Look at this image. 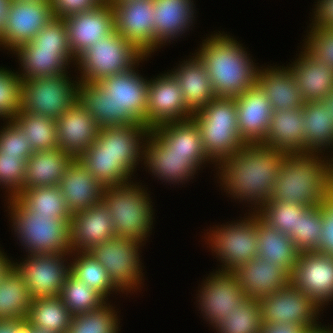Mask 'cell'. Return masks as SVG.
<instances>
[{
  "label": "cell",
  "mask_w": 333,
  "mask_h": 333,
  "mask_svg": "<svg viewBox=\"0 0 333 333\" xmlns=\"http://www.w3.org/2000/svg\"><path fill=\"white\" fill-rule=\"evenodd\" d=\"M258 256L284 268L289 274L297 263L299 251L288 234L269 226L256 214Z\"/></svg>",
  "instance_id": "e575fe53"
},
{
  "label": "cell",
  "mask_w": 333,
  "mask_h": 333,
  "mask_svg": "<svg viewBox=\"0 0 333 333\" xmlns=\"http://www.w3.org/2000/svg\"><path fill=\"white\" fill-rule=\"evenodd\" d=\"M8 202V203H7ZM6 202L14 234L27 255L71 253V217H51L29 210L17 197Z\"/></svg>",
  "instance_id": "5b68a950"
},
{
  "label": "cell",
  "mask_w": 333,
  "mask_h": 333,
  "mask_svg": "<svg viewBox=\"0 0 333 333\" xmlns=\"http://www.w3.org/2000/svg\"><path fill=\"white\" fill-rule=\"evenodd\" d=\"M73 315L60 296L32 299L27 324L52 333H67Z\"/></svg>",
  "instance_id": "74e56055"
},
{
  "label": "cell",
  "mask_w": 333,
  "mask_h": 333,
  "mask_svg": "<svg viewBox=\"0 0 333 333\" xmlns=\"http://www.w3.org/2000/svg\"><path fill=\"white\" fill-rule=\"evenodd\" d=\"M304 47L318 60L333 68V28H309Z\"/></svg>",
  "instance_id": "f5cc1de1"
},
{
  "label": "cell",
  "mask_w": 333,
  "mask_h": 333,
  "mask_svg": "<svg viewBox=\"0 0 333 333\" xmlns=\"http://www.w3.org/2000/svg\"><path fill=\"white\" fill-rule=\"evenodd\" d=\"M133 0H109L108 2H128Z\"/></svg>",
  "instance_id": "a7ac6f4b"
},
{
  "label": "cell",
  "mask_w": 333,
  "mask_h": 333,
  "mask_svg": "<svg viewBox=\"0 0 333 333\" xmlns=\"http://www.w3.org/2000/svg\"><path fill=\"white\" fill-rule=\"evenodd\" d=\"M73 159L59 147L33 152L26 161L23 189L59 186L60 180Z\"/></svg>",
  "instance_id": "d6a6232c"
},
{
  "label": "cell",
  "mask_w": 333,
  "mask_h": 333,
  "mask_svg": "<svg viewBox=\"0 0 333 333\" xmlns=\"http://www.w3.org/2000/svg\"><path fill=\"white\" fill-rule=\"evenodd\" d=\"M331 185V157L324 156V153L286 154L271 199L310 207L321 206Z\"/></svg>",
  "instance_id": "277c9868"
},
{
  "label": "cell",
  "mask_w": 333,
  "mask_h": 333,
  "mask_svg": "<svg viewBox=\"0 0 333 333\" xmlns=\"http://www.w3.org/2000/svg\"><path fill=\"white\" fill-rule=\"evenodd\" d=\"M141 186L130 181L104 187L102 201L110 212L115 236L146 244L155 218L150 194Z\"/></svg>",
  "instance_id": "8992f818"
},
{
  "label": "cell",
  "mask_w": 333,
  "mask_h": 333,
  "mask_svg": "<svg viewBox=\"0 0 333 333\" xmlns=\"http://www.w3.org/2000/svg\"><path fill=\"white\" fill-rule=\"evenodd\" d=\"M191 117L179 83L170 71L149 79L146 115V126L149 129Z\"/></svg>",
  "instance_id": "d6986e66"
},
{
  "label": "cell",
  "mask_w": 333,
  "mask_h": 333,
  "mask_svg": "<svg viewBox=\"0 0 333 333\" xmlns=\"http://www.w3.org/2000/svg\"><path fill=\"white\" fill-rule=\"evenodd\" d=\"M197 295V307L201 310L203 319L209 322L212 328L248 298L240 286L237 275L232 271L221 270L211 272L203 280Z\"/></svg>",
  "instance_id": "2e32d148"
},
{
  "label": "cell",
  "mask_w": 333,
  "mask_h": 333,
  "mask_svg": "<svg viewBox=\"0 0 333 333\" xmlns=\"http://www.w3.org/2000/svg\"><path fill=\"white\" fill-rule=\"evenodd\" d=\"M147 58L129 40L114 31L77 57L75 65L81 73L77 78L80 83H96L105 77L128 72Z\"/></svg>",
  "instance_id": "ba28073f"
},
{
  "label": "cell",
  "mask_w": 333,
  "mask_h": 333,
  "mask_svg": "<svg viewBox=\"0 0 333 333\" xmlns=\"http://www.w3.org/2000/svg\"><path fill=\"white\" fill-rule=\"evenodd\" d=\"M256 84L268 97L274 111L299 109L304 106V100L288 65L267 68L260 66Z\"/></svg>",
  "instance_id": "f546056e"
},
{
  "label": "cell",
  "mask_w": 333,
  "mask_h": 333,
  "mask_svg": "<svg viewBox=\"0 0 333 333\" xmlns=\"http://www.w3.org/2000/svg\"><path fill=\"white\" fill-rule=\"evenodd\" d=\"M77 159L104 187L132 181V175L118 163V158L103 150L96 140Z\"/></svg>",
  "instance_id": "8d00e7d4"
},
{
  "label": "cell",
  "mask_w": 333,
  "mask_h": 333,
  "mask_svg": "<svg viewBox=\"0 0 333 333\" xmlns=\"http://www.w3.org/2000/svg\"><path fill=\"white\" fill-rule=\"evenodd\" d=\"M304 125L303 108L274 111L262 144L286 154H302Z\"/></svg>",
  "instance_id": "4dcf8cb0"
},
{
  "label": "cell",
  "mask_w": 333,
  "mask_h": 333,
  "mask_svg": "<svg viewBox=\"0 0 333 333\" xmlns=\"http://www.w3.org/2000/svg\"><path fill=\"white\" fill-rule=\"evenodd\" d=\"M115 237L107 206L101 201L93 207L72 213L70 220L71 252L89 251Z\"/></svg>",
  "instance_id": "603a6c76"
},
{
  "label": "cell",
  "mask_w": 333,
  "mask_h": 333,
  "mask_svg": "<svg viewBox=\"0 0 333 333\" xmlns=\"http://www.w3.org/2000/svg\"><path fill=\"white\" fill-rule=\"evenodd\" d=\"M26 324V319L0 320V333H20Z\"/></svg>",
  "instance_id": "680465c9"
},
{
  "label": "cell",
  "mask_w": 333,
  "mask_h": 333,
  "mask_svg": "<svg viewBox=\"0 0 333 333\" xmlns=\"http://www.w3.org/2000/svg\"><path fill=\"white\" fill-rule=\"evenodd\" d=\"M331 171H332V184H333V155L331 156Z\"/></svg>",
  "instance_id": "89a4df30"
},
{
  "label": "cell",
  "mask_w": 333,
  "mask_h": 333,
  "mask_svg": "<svg viewBox=\"0 0 333 333\" xmlns=\"http://www.w3.org/2000/svg\"><path fill=\"white\" fill-rule=\"evenodd\" d=\"M142 246L144 244L136 240L115 236L92 247L88 252L105 267L112 283L122 294L134 293L137 289L140 290L144 280L139 250Z\"/></svg>",
  "instance_id": "8fae6325"
},
{
  "label": "cell",
  "mask_w": 333,
  "mask_h": 333,
  "mask_svg": "<svg viewBox=\"0 0 333 333\" xmlns=\"http://www.w3.org/2000/svg\"><path fill=\"white\" fill-rule=\"evenodd\" d=\"M304 153L333 150V117L323 101L304 102ZM333 153V151H331Z\"/></svg>",
  "instance_id": "836d02e7"
},
{
  "label": "cell",
  "mask_w": 333,
  "mask_h": 333,
  "mask_svg": "<svg viewBox=\"0 0 333 333\" xmlns=\"http://www.w3.org/2000/svg\"><path fill=\"white\" fill-rule=\"evenodd\" d=\"M181 61L177 68L171 69V73L176 78L188 110L194 113L210 103L216 98L210 78L203 62L194 53ZM183 62V63H182Z\"/></svg>",
  "instance_id": "f1b7e54d"
},
{
  "label": "cell",
  "mask_w": 333,
  "mask_h": 333,
  "mask_svg": "<svg viewBox=\"0 0 333 333\" xmlns=\"http://www.w3.org/2000/svg\"><path fill=\"white\" fill-rule=\"evenodd\" d=\"M56 122L58 147L74 159L92 145L99 135L98 123L79 102L58 116Z\"/></svg>",
  "instance_id": "cb8c5ba5"
},
{
  "label": "cell",
  "mask_w": 333,
  "mask_h": 333,
  "mask_svg": "<svg viewBox=\"0 0 333 333\" xmlns=\"http://www.w3.org/2000/svg\"><path fill=\"white\" fill-rule=\"evenodd\" d=\"M31 303L25 282L12 267L0 281V320L26 319Z\"/></svg>",
  "instance_id": "f35d334b"
},
{
  "label": "cell",
  "mask_w": 333,
  "mask_h": 333,
  "mask_svg": "<svg viewBox=\"0 0 333 333\" xmlns=\"http://www.w3.org/2000/svg\"><path fill=\"white\" fill-rule=\"evenodd\" d=\"M305 329L294 324H279L263 326L261 333H303Z\"/></svg>",
  "instance_id": "6f0895ef"
},
{
  "label": "cell",
  "mask_w": 333,
  "mask_h": 333,
  "mask_svg": "<svg viewBox=\"0 0 333 333\" xmlns=\"http://www.w3.org/2000/svg\"><path fill=\"white\" fill-rule=\"evenodd\" d=\"M258 301L264 326L294 324L309 329L320 325L322 307L291 284Z\"/></svg>",
  "instance_id": "7c38bea8"
},
{
  "label": "cell",
  "mask_w": 333,
  "mask_h": 333,
  "mask_svg": "<svg viewBox=\"0 0 333 333\" xmlns=\"http://www.w3.org/2000/svg\"><path fill=\"white\" fill-rule=\"evenodd\" d=\"M149 131L143 123L100 128L96 141L134 176V169L142 162L144 141Z\"/></svg>",
  "instance_id": "7402d4cb"
},
{
  "label": "cell",
  "mask_w": 333,
  "mask_h": 333,
  "mask_svg": "<svg viewBox=\"0 0 333 333\" xmlns=\"http://www.w3.org/2000/svg\"><path fill=\"white\" fill-rule=\"evenodd\" d=\"M74 255V256H73ZM70 273L100 293L106 300L113 292H121L111 281L105 267L88 251L71 252ZM112 291V292H111Z\"/></svg>",
  "instance_id": "ab89813d"
},
{
  "label": "cell",
  "mask_w": 333,
  "mask_h": 333,
  "mask_svg": "<svg viewBox=\"0 0 333 333\" xmlns=\"http://www.w3.org/2000/svg\"><path fill=\"white\" fill-rule=\"evenodd\" d=\"M325 202L333 209V184L329 188V193L326 197Z\"/></svg>",
  "instance_id": "e7e4bbea"
},
{
  "label": "cell",
  "mask_w": 333,
  "mask_h": 333,
  "mask_svg": "<svg viewBox=\"0 0 333 333\" xmlns=\"http://www.w3.org/2000/svg\"><path fill=\"white\" fill-rule=\"evenodd\" d=\"M63 20L69 45L76 58L115 31L114 13L109 2L87 12L69 15Z\"/></svg>",
  "instance_id": "ffe728a7"
},
{
  "label": "cell",
  "mask_w": 333,
  "mask_h": 333,
  "mask_svg": "<svg viewBox=\"0 0 333 333\" xmlns=\"http://www.w3.org/2000/svg\"><path fill=\"white\" fill-rule=\"evenodd\" d=\"M290 284L322 308L333 301V257L318 251L300 252Z\"/></svg>",
  "instance_id": "ac0fdd59"
},
{
  "label": "cell",
  "mask_w": 333,
  "mask_h": 333,
  "mask_svg": "<svg viewBox=\"0 0 333 333\" xmlns=\"http://www.w3.org/2000/svg\"><path fill=\"white\" fill-rule=\"evenodd\" d=\"M55 18H65L69 15L87 12L99 7L103 0H49Z\"/></svg>",
  "instance_id": "db71d44e"
},
{
  "label": "cell",
  "mask_w": 333,
  "mask_h": 333,
  "mask_svg": "<svg viewBox=\"0 0 333 333\" xmlns=\"http://www.w3.org/2000/svg\"><path fill=\"white\" fill-rule=\"evenodd\" d=\"M309 207L270 199L256 211V214L269 226L290 235L297 230L299 217Z\"/></svg>",
  "instance_id": "bcb514c9"
},
{
  "label": "cell",
  "mask_w": 333,
  "mask_h": 333,
  "mask_svg": "<svg viewBox=\"0 0 333 333\" xmlns=\"http://www.w3.org/2000/svg\"><path fill=\"white\" fill-rule=\"evenodd\" d=\"M233 272L237 275L245 294L257 300L276 293L290 284V274L284 268L259 256L239 266Z\"/></svg>",
  "instance_id": "484cf974"
},
{
  "label": "cell",
  "mask_w": 333,
  "mask_h": 333,
  "mask_svg": "<svg viewBox=\"0 0 333 333\" xmlns=\"http://www.w3.org/2000/svg\"><path fill=\"white\" fill-rule=\"evenodd\" d=\"M33 333H52V332H48V331H45V330L33 328Z\"/></svg>",
  "instance_id": "003e7915"
},
{
  "label": "cell",
  "mask_w": 333,
  "mask_h": 333,
  "mask_svg": "<svg viewBox=\"0 0 333 333\" xmlns=\"http://www.w3.org/2000/svg\"><path fill=\"white\" fill-rule=\"evenodd\" d=\"M67 74L22 80L21 110L56 120L78 99L80 81Z\"/></svg>",
  "instance_id": "30bf717a"
},
{
  "label": "cell",
  "mask_w": 333,
  "mask_h": 333,
  "mask_svg": "<svg viewBox=\"0 0 333 333\" xmlns=\"http://www.w3.org/2000/svg\"><path fill=\"white\" fill-rule=\"evenodd\" d=\"M9 1L10 0H0V36L5 24Z\"/></svg>",
  "instance_id": "94428289"
},
{
  "label": "cell",
  "mask_w": 333,
  "mask_h": 333,
  "mask_svg": "<svg viewBox=\"0 0 333 333\" xmlns=\"http://www.w3.org/2000/svg\"><path fill=\"white\" fill-rule=\"evenodd\" d=\"M3 121L6 124L0 128V151L3 154L19 155L27 161L33 154L31 142L12 119Z\"/></svg>",
  "instance_id": "816d5d0a"
},
{
  "label": "cell",
  "mask_w": 333,
  "mask_h": 333,
  "mask_svg": "<svg viewBox=\"0 0 333 333\" xmlns=\"http://www.w3.org/2000/svg\"><path fill=\"white\" fill-rule=\"evenodd\" d=\"M60 298L73 316L94 311L109 302L100 293L75 278L71 273L66 277Z\"/></svg>",
  "instance_id": "7bdbcfd3"
},
{
  "label": "cell",
  "mask_w": 333,
  "mask_h": 333,
  "mask_svg": "<svg viewBox=\"0 0 333 333\" xmlns=\"http://www.w3.org/2000/svg\"><path fill=\"white\" fill-rule=\"evenodd\" d=\"M109 3L114 13L115 31L150 57L155 52L154 0Z\"/></svg>",
  "instance_id": "e0dca14e"
},
{
  "label": "cell",
  "mask_w": 333,
  "mask_h": 333,
  "mask_svg": "<svg viewBox=\"0 0 333 333\" xmlns=\"http://www.w3.org/2000/svg\"><path fill=\"white\" fill-rule=\"evenodd\" d=\"M201 133L203 149L216 166L245 143L238 134L235 98L216 97L191 117Z\"/></svg>",
  "instance_id": "52a82bcc"
},
{
  "label": "cell",
  "mask_w": 333,
  "mask_h": 333,
  "mask_svg": "<svg viewBox=\"0 0 333 333\" xmlns=\"http://www.w3.org/2000/svg\"><path fill=\"white\" fill-rule=\"evenodd\" d=\"M235 103L240 138L245 144H262L274 112L268 97L256 84L235 97Z\"/></svg>",
  "instance_id": "44dd1931"
},
{
  "label": "cell",
  "mask_w": 333,
  "mask_h": 333,
  "mask_svg": "<svg viewBox=\"0 0 333 333\" xmlns=\"http://www.w3.org/2000/svg\"><path fill=\"white\" fill-rule=\"evenodd\" d=\"M30 43L34 47L57 48L71 62H73L72 64H76L77 58L74 56L69 45L66 25L62 18L54 17L51 19V21L35 35Z\"/></svg>",
  "instance_id": "f907efd6"
},
{
  "label": "cell",
  "mask_w": 333,
  "mask_h": 333,
  "mask_svg": "<svg viewBox=\"0 0 333 333\" xmlns=\"http://www.w3.org/2000/svg\"><path fill=\"white\" fill-rule=\"evenodd\" d=\"M321 324L322 323L320 322L319 326L312 327V328H309V329H305L303 331V333H333V328L332 327L330 328L329 325L327 327V326H323Z\"/></svg>",
  "instance_id": "6125c7cd"
},
{
  "label": "cell",
  "mask_w": 333,
  "mask_h": 333,
  "mask_svg": "<svg viewBox=\"0 0 333 333\" xmlns=\"http://www.w3.org/2000/svg\"><path fill=\"white\" fill-rule=\"evenodd\" d=\"M0 249V281L13 267V260H10L4 250ZM7 256V257H6Z\"/></svg>",
  "instance_id": "91938a15"
},
{
  "label": "cell",
  "mask_w": 333,
  "mask_h": 333,
  "mask_svg": "<svg viewBox=\"0 0 333 333\" xmlns=\"http://www.w3.org/2000/svg\"><path fill=\"white\" fill-rule=\"evenodd\" d=\"M150 131L173 153L206 155L201 133L195 121L187 119L161 124Z\"/></svg>",
  "instance_id": "d590c367"
},
{
  "label": "cell",
  "mask_w": 333,
  "mask_h": 333,
  "mask_svg": "<svg viewBox=\"0 0 333 333\" xmlns=\"http://www.w3.org/2000/svg\"><path fill=\"white\" fill-rule=\"evenodd\" d=\"M70 257L71 253L31 254L22 262H13V267L25 282L32 299L56 297L60 296L70 273V262L67 261Z\"/></svg>",
  "instance_id": "4fadbf2b"
},
{
  "label": "cell",
  "mask_w": 333,
  "mask_h": 333,
  "mask_svg": "<svg viewBox=\"0 0 333 333\" xmlns=\"http://www.w3.org/2000/svg\"><path fill=\"white\" fill-rule=\"evenodd\" d=\"M218 32L202 40L195 54L205 65L216 96L235 98L256 85L259 66L240 41Z\"/></svg>",
  "instance_id": "3957f363"
},
{
  "label": "cell",
  "mask_w": 333,
  "mask_h": 333,
  "mask_svg": "<svg viewBox=\"0 0 333 333\" xmlns=\"http://www.w3.org/2000/svg\"><path fill=\"white\" fill-rule=\"evenodd\" d=\"M53 18L49 0H10L0 48L12 52L30 42Z\"/></svg>",
  "instance_id": "5bb4252c"
},
{
  "label": "cell",
  "mask_w": 333,
  "mask_h": 333,
  "mask_svg": "<svg viewBox=\"0 0 333 333\" xmlns=\"http://www.w3.org/2000/svg\"><path fill=\"white\" fill-rule=\"evenodd\" d=\"M17 198L31 211L51 217H71L59 186L23 189Z\"/></svg>",
  "instance_id": "b9f144b4"
},
{
  "label": "cell",
  "mask_w": 333,
  "mask_h": 333,
  "mask_svg": "<svg viewBox=\"0 0 333 333\" xmlns=\"http://www.w3.org/2000/svg\"><path fill=\"white\" fill-rule=\"evenodd\" d=\"M142 164L158 179L169 184H183L193 179L198 169L212 161L207 155H179L169 150L151 131L143 147Z\"/></svg>",
  "instance_id": "9a60e30c"
},
{
  "label": "cell",
  "mask_w": 333,
  "mask_h": 333,
  "mask_svg": "<svg viewBox=\"0 0 333 333\" xmlns=\"http://www.w3.org/2000/svg\"><path fill=\"white\" fill-rule=\"evenodd\" d=\"M117 315L115 307L107 302L94 311L74 315L67 333H118L121 326Z\"/></svg>",
  "instance_id": "f6af8a7d"
},
{
  "label": "cell",
  "mask_w": 333,
  "mask_h": 333,
  "mask_svg": "<svg viewBox=\"0 0 333 333\" xmlns=\"http://www.w3.org/2000/svg\"><path fill=\"white\" fill-rule=\"evenodd\" d=\"M323 226L322 238L317 251L333 257V209L326 203L322 205Z\"/></svg>",
  "instance_id": "11a10c76"
},
{
  "label": "cell",
  "mask_w": 333,
  "mask_h": 333,
  "mask_svg": "<svg viewBox=\"0 0 333 333\" xmlns=\"http://www.w3.org/2000/svg\"><path fill=\"white\" fill-rule=\"evenodd\" d=\"M26 161L19 155L0 151V186L6 189L7 198L17 197L25 185Z\"/></svg>",
  "instance_id": "681fc988"
},
{
  "label": "cell",
  "mask_w": 333,
  "mask_h": 333,
  "mask_svg": "<svg viewBox=\"0 0 333 333\" xmlns=\"http://www.w3.org/2000/svg\"><path fill=\"white\" fill-rule=\"evenodd\" d=\"M20 333H33V328L26 324L21 330Z\"/></svg>",
  "instance_id": "03108f58"
},
{
  "label": "cell",
  "mask_w": 333,
  "mask_h": 333,
  "mask_svg": "<svg viewBox=\"0 0 333 333\" xmlns=\"http://www.w3.org/2000/svg\"><path fill=\"white\" fill-rule=\"evenodd\" d=\"M302 48L299 57L288 67L304 102L324 101L333 90V68Z\"/></svg>",
  "instance_id": "d4e9b609"
},
{
  "label": "cell",
  "mask_w": 333,
  "mask_h": 333,
  "mask_svg": "<svg viewBox=\"0 0 333 333\" xmlns=\"http://www.w3.org/2000/svg\"><path fill=\"white\" fill-rule=\"evenodd\" d=\"M21 82L14 70L0 67V119H12L21 109Z\"/></svg>",
  "instance_id": "c3c4849f"
},
{
  "label": "cell",
  "mask_w": 333,
  "mask_h": 333,
  "mask_svg": "<svg viewBox=\"0 0 333 333\" xmlns=\"http://www.w3.org/2000/svg\"><path fill=\"white\" fill-rule=\"evenodd\" d=\"M309 28H333V0H316Z\"/></svg>",
  "instance_id": "9f6ffc18"
},
{
  "label": "cell",
  "mask_w": 333,
  "mask_h": 333,
  "mask_svg": "<svg viewBox=\"0 0 333 333\" xmlns=\"http://www.w3.org/2000/svg\"><path fill=\"white\" fill-rule=\"evenodd\" d=\"M12 120L31 142L33 152L58 147L57 122L54 118L28 113L20 109Z\"/></svg>",
  "instance_id": "60d3db41"
},
{
  "label": "cell",
  "mask_w": 333,
  "mask_h": 333,
  "mask_svg": "<svg viewBox=\"0 0 333 333\" xmlns=\"http://www.w3.org/2000/svg\"><path fill=\"white\" fill-rule=\"evenodd\" d=\"M263 326L259 301L248 297L213 329L217 333H261Z\"/></svg>",
  "instance_id": "ee69618b"
},
{
  "label": "cell",
  "mask_w": 333,
  "mask_h": 333,
  "mask_svg": "<svg viewBox=\"0 0 333 333\" xmlns=\"http://www.w3.org/2000/svg\"><path fill=\"white\" fill-rule=\"evenodd\" d=\"M323 102L328 107V109L332 113V117H333V90L326 96V98Z\"/></svg>",
  "instance_id": "be15d7a7"
},
{
  "label": "cell",
  "mask_w": 333,
  "mask_h": 333,
  "mask_svg": "<svg viewBox=\"0 0 333 333\" xmlns=\"http://www.w3.org/2000/svg\"><path fill=\"white\" fill-rule=\"evenodd\" d=\"M12 52L21 64V71L16 73L22 80L64 74L72 63L57 48L34 47L30 42Z\"/></svg>",
  "instance_id": "1f68e13d"
},
{
  "label": "cell",
  "mask_w": 333,
  "mask_h": 333,
  "mask_svg": "<svg viewBox=\"0 0 333 333\" xmlns=\"http://www.w3.org/2000/svg\"><path fill=\"white\" fill-rule=\"evenodd\" d=\"M59 187L71 213L93 207L102 201L104 186L81 164L73 159Z\"/></svg>",
  "instance_id": "83f0119b"
},
{
  "label": "cell",
  "mask_w": 333,
  "mask_h": 333,
  "mask_svg": "<svg viewBox=\"0 0 333 333\" xmlns=\"http://www.w3.org/2000/svg\"><path fill=\"white\" fill-rule=\"evenodd\" d=\"M322 205L309 207L298 219L297 230L289 236L299 252L317 251L322 238Z\"/></svg>",
  "instance_id": "7dc6e473"
},
{
  "label": "cell",
  "mask_w": 333,
  "mask_h": 333,
  "mask_svg": "<svg viewBox=\"0 0 333 333\" xmlns=\"http://www.w3.org/2000/svg\"><path fill=\"white\" fill-rule=\"evenodd\" d=\"M285 155V152L261 143L245 144L215 166L220 179L218 183L228 197L251 204V209L256 212L271 199Z\"/></svg>",
  "instance_id": "7a4b0ae2"
},
{
  "label": "cell",
  "mask_w": 333,
  "mask_h": 333,
  "mask_svg": "<svg viewBox=\"0 0 333 333\" xmlns=\"http://www.w3.org/2000/svg\"><path fill=\"white\" fill-rule=\"evenodd\" d=\"M135 68L96 83L78 84L77 102L94 117L100 128L146 125L149 80Z\"/></svg>",
  "instance_id": "6da1fadb"
},
{
  "label": "cell",
  "mask_w": 333,
  "mask_h": 333,
  "mask_svg": "<svg viewBox=\"0 0 333 333\" xmlns=\"http://www.w3.org/2000/svg\"><path fill=\"white\" fill-rule=\"evenodd\" d=\"M194 2L193 0H154L155 51L170 43L171 40L184 36L183 33L187 32L191 25L193 27L196 18Z\"/></svg>",
  "instance_id": "4316f807"
},
{
  "label": "cell",
  "mask_w": 333,
  "mask_h": 333,
  "mask_svg": "<svg viewBox=\"0 0 333 333\" xmlns=\"http://www.w3.org/2000/svg\"><path fill=\"white\" fill-rule=\"evenodd\" d=\"M228 224L217 225L207 232V244L222 263L218 270L235 271L239 266L258 256L256 212Z\"/></svg>",
  "instance_id": "9c48e42d"
}]
</instances>
